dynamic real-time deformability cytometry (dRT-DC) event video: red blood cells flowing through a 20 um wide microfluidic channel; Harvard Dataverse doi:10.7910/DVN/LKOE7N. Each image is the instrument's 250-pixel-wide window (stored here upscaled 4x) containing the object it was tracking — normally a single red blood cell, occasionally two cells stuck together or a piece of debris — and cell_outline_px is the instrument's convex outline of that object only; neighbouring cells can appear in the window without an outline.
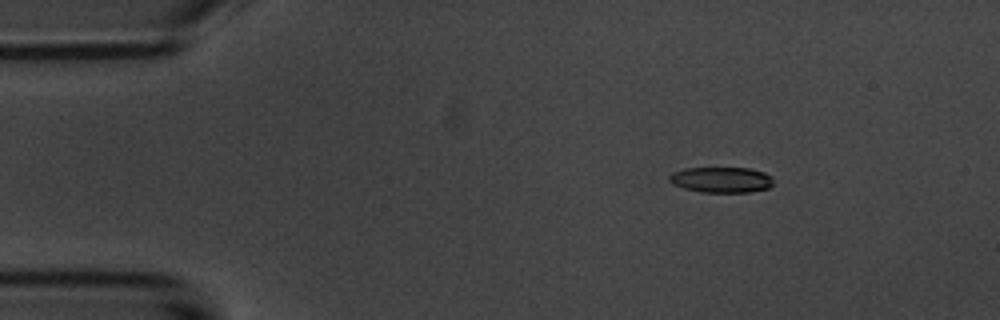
{"species": "common noctule bat (a hibernating species)", "species_latin": "Nyctalus noctula", "temperature_condition": "room temperature", "stored_images_in_passage": 4, "camera_frame_rate_fps": 3000, "um_per_image_px": 0.085, "animal": {"sex": "male", "body_mass_g": 20.1, "forearm_length_mm": 53.5}, "frame": {"image": 1, "passage_image": 1, "time_ms": 0.0, "image_size_px": [1000, 320], "cell_outline_px": [[772, 184], [768, 188], [748, 192], [700, 192], [684, 188], [672, 184], [668, 180], [668, 176], [672, 172], [684, 168], [748, 168], [764, 172], [772, 176]], "centroid_in_image_um": [61.27, 15.27], "position_along_channel_um": 23.7, "area_um2": 15.61}}
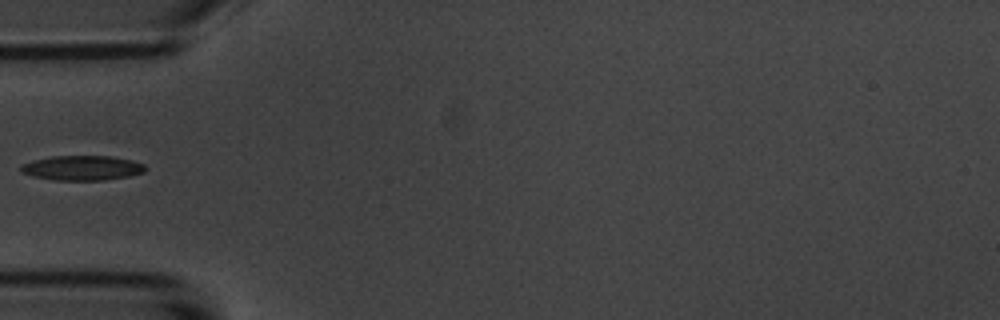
{"frame": {"image": 2, "passage_image": 4, "time_ms": 3.333, "image_size_px": [1000, 320], "cell_outline_px": [[148, 168], [144, 172], [128, 176], [104, 180], [56, 180], [32, 176], [20, 172], [20, 164], [52, 156], [112, 156], [132, 160], [144, 164]], "centroid_in_image_um": [7.0, 14.27], "position_along_channel_um": 78.0, "area_um2": 17.98}}